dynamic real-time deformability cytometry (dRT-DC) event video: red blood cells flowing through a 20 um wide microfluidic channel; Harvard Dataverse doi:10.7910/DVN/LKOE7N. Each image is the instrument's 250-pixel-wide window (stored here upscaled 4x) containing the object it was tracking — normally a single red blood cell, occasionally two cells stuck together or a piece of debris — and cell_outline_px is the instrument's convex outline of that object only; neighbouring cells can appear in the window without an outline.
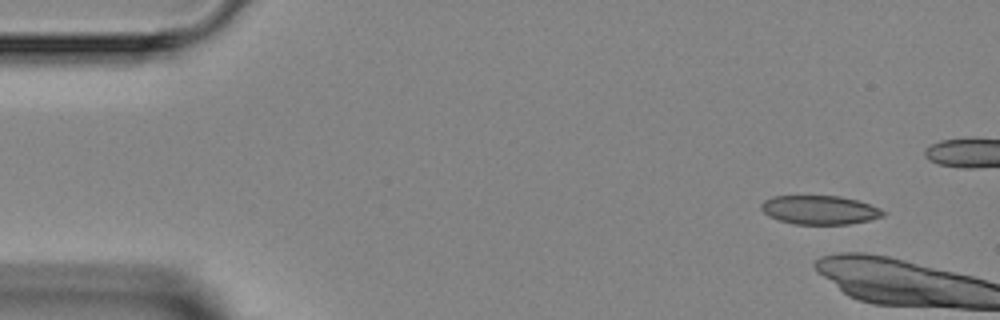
{"species": "Egyptian fruit bat (a non-hibernating species)", "species_latin": "Rousettus aegyptiacus", "temperature_condition": "room temperature", "stored_images_in_passage": 2, "camera_frame_rate_fps": 3000, "um_per_image_px": 0.085, "animal": {"sex": "female"}, "frame": {"image": 1, "passage_image": 1, "time_ms": 0.0, "image_size_px": [1000, 320], "cell_outline_px": [[884, 216], [868, 220], [848, 224], [792, 224], [768, 216], [760, 208], [760, 204], [764, 200], [772, 196], [840, 196], [856, 200], [880, 208], [884, 212]], "centroid_in_image_um": [69.63, 17.84], "position_along_channel_um": 15.4, "area_um2": 20.4}}